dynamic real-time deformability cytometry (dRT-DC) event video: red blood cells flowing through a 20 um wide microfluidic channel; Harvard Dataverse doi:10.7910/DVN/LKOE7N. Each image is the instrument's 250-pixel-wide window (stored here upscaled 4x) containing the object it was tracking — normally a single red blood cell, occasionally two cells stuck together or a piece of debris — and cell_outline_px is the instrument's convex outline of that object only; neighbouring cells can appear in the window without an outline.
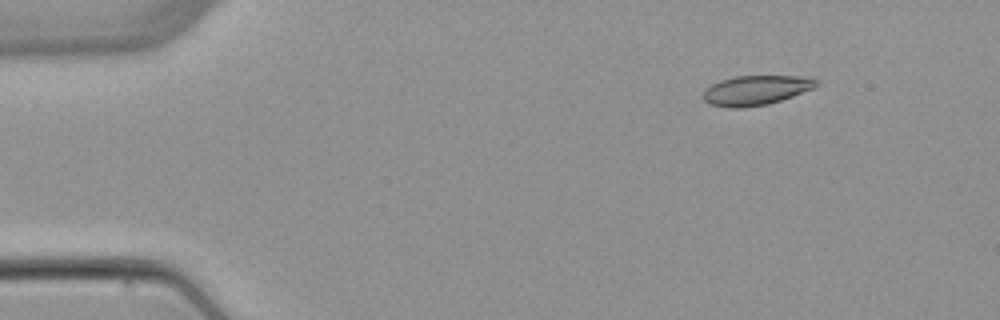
{"species": "common noctule bat (a hibernating species)", "species_latin": "Nyctalus noctula", "temperature_condition": "warm", "stored_images_in_passage": 5, "camera_frame_rate_fps": 3000, "um_per_image_px": 0.085, "animal": {"sex": "female", "body_mass_g": 22.7, "forearm_length_mm": 54.2}, "frame": {"image": 1, "passage_image": 2, "time_ms": 1.333, "image_size_px": [1000, 320], "cell_outline_px": [[820, 84], [816, 88], [768, 104], [744, 108], [728, 108], [708, 104], [704, 100], [704, 88], [720, 80], [736, 76], [796, 76], [820, 80]], "centroid_in_image_um": [64.25, 7.68], "position_along_channel_um": 20.7, "area_um2": 19.71}}
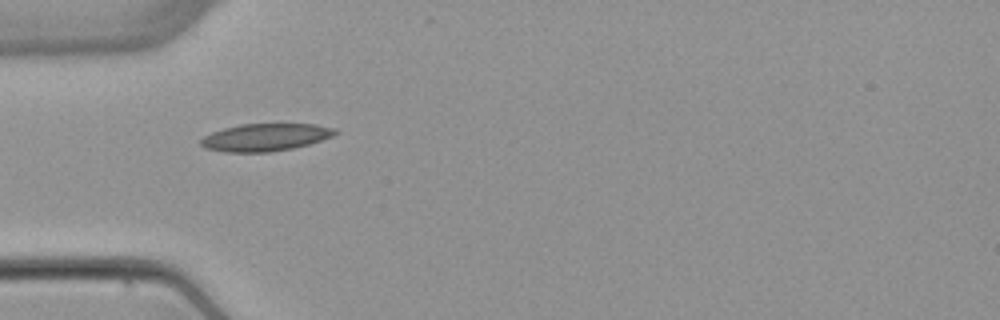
{"frame": {"image": 2, "passage_image": 4, "time_ms": 4.667, "image_size_px": [1000, 320], "cell_outline_px": [[340, 132], [332, 136], [308, 144], [292, 148], [268, 152], [224, 152], [204, 148], [200, 144], [200, 140], [204, 136], [212, 132], [224, 128], [240, 124], [316, 124], [336, 128]], "centroid_in_image_um": [22.55, 11.66], "position_along_channel_um": 62.5, "area_um2": 21.5}}
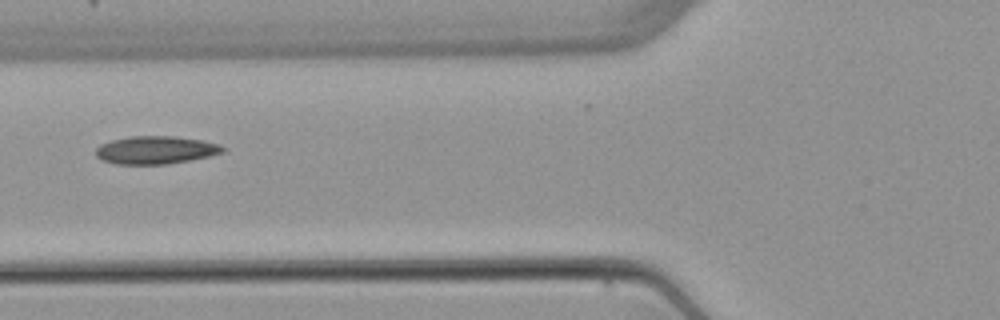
{"frame": {"image": 3, "passage_image": 5, "time_ms": 6.0, "image_size_px": [1000, 320], "cell_outline_px": [[228, 148], [224, 152], [208, 156], [168, 164], [116, 164], [100, 160], [96, 156], [96, 148], [100, 144], [112, 140], [132, 136], [176, 136], [204, 140], [220, 144]], "centroid_in_image_um": [13.25, 12.74], "position_along_channel_um": 112.5, "area_um2": 20.81}}